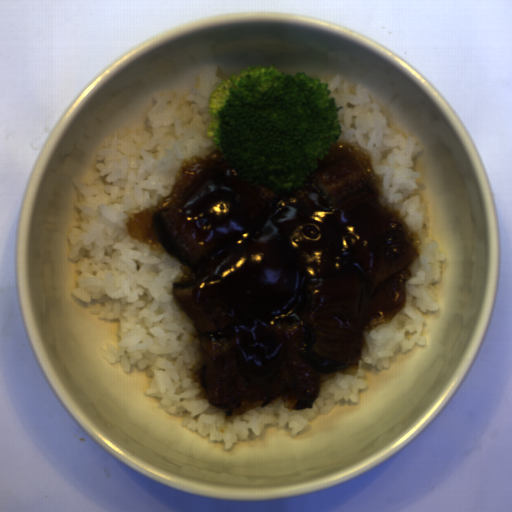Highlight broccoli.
<instances>
[{
    "label": "broccoli",
    "instance_id": "1706d50b",
    "mask_svg": "<svg viewBox=\"0 0 512 512\" xmlns=\"http://www.w3.org/2000/svg\"><path fill=\"white\" fill-rule=\"evenodd\" d=\"M328 85L306 72L248 66L213 89L209 139L252 185L296 192L343 132Z\"/></svg>",
    "mask_w": 512,
    "mask_h": 512
}]
</instances>
